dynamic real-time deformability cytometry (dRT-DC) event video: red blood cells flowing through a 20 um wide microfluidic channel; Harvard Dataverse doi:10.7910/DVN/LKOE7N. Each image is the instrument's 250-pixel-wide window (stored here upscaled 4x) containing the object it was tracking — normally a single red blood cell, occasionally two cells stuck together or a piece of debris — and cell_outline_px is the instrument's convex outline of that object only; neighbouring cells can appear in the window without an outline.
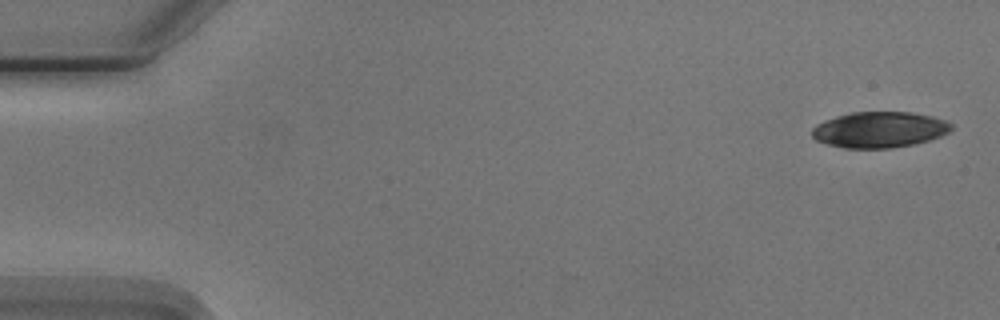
{"species": "Egyptian fruit bat (a non-hibernating species)", "species_latin": "Rousettus aegyptiacus", "temperature_condition": "cold", "stored_images_in_passage": 2, "camera_frame_rate_fps": 3000, "um_per_image_px": 0.085, "animal": {"sex": "male"}, "frame": {"image": 1, "passage_image": 1, "time_ms": 0.0, "image_size_px": [1000, 320], "cell_outline_px": [[952, 128], [948, 132], [940, 136], [928, 140], [912, 144], [888, 148], [844, 148], [828, 144], [816, 140], [812, 136], [812, 128], [816, 124], [824, 120], [836, 116], [852, 112], [912, 112], [932, 116], [948, 120], [952, 124]], "centroid_in_image_um": [74.75, 11.01], "position_along_channel_um": 10.3, "area_um2": 29.13}}